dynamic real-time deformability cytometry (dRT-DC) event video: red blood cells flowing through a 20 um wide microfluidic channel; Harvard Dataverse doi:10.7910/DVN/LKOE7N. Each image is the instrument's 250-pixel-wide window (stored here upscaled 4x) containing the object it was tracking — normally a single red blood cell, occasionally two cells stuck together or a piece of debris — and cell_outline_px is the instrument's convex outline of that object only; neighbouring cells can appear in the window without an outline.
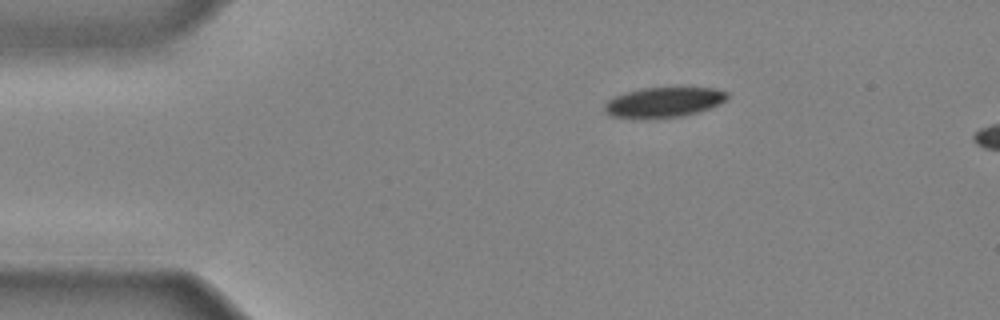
{"species": "common noctule bat (a hibernating species)", "species_latin": "Nyctalus noctula", "temperature_condition": "cold", "stored_images_in_passage": 5, "camera_frame_rate_fps": 3000, "um_per_image_px": 0.085, "animal": {"sex": "male", "body_mass_g": 20.4}, "frame": {"image": 1, "passage_image": 1, "time_ms": 0.0, "image_size_px": [1000, 320], "cell_outline_px": [[728, 100], [720, 104], [696, 112], [680, 116], [612, 116], [604, 112], [604, 104], [608, 100], [624, 92], [644, 88], [716, 88], [728, 92]], "centroid_in_image_um": [56.47, 8.65], "position_along_channel_um": 28.5, "area_um2": 20.75}}